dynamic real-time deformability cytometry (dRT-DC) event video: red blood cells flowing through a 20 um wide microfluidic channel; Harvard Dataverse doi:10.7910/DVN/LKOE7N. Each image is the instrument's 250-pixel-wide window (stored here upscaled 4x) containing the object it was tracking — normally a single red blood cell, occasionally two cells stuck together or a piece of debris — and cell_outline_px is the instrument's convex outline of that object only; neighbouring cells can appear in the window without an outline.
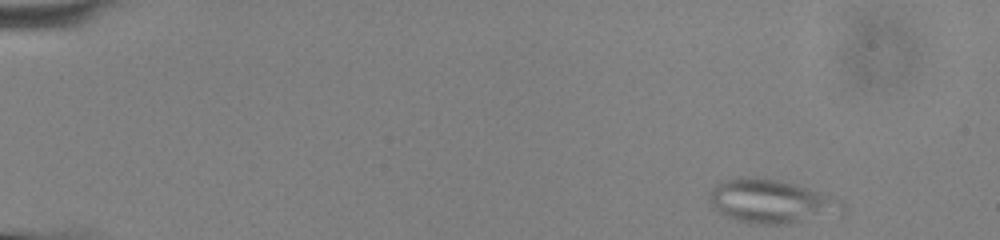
{"species": "common noctule bat (a hibernating species)", "species_latin": "Nyctalus noctula", "temperature_condition": "cold", "stored_images_in_passage": 49, "camera_frame_rate_fps": 3000, "um_per_image_px": 0.085, "animal": {"sex": "male", "body_mass_g": 13.0, "forearm_length_mm": 53.1}, "frame": {"image": 1, "passage_image": 1, "time_ms": 0.0, "image_size_px": [1000, 240], "cell_outline_px": [[848, 208], [788, 224], [760, 224], [736, 220], [712, 208], [708, 196], [712, 188], [716, 184], [740, 176], [756, 176], [776, 180], [792, 184], [820, 192], [832, 196], [844, 204]], "centroid_in_image_um": [65.44, 17.09], "position_along_channel_um": 19.6, "area_um2": 33.0}}
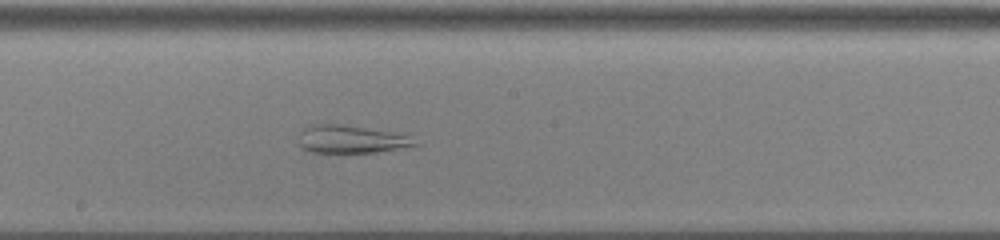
{"frame": {"image": 2, "passage_image": 26, "time_ms": 8.333, "image_size_px": [1000, 240], "cell_outline_px": [[416, 144], [376, 152], [312, 152], [304, 148], [300, 144], [304, 128], [320, 124], [340, 124], [408, 132]], "centroid_in_image_um": [29.96, 11.81], "position_along_channel_um": 218.2, "area_um2": 18.67}}
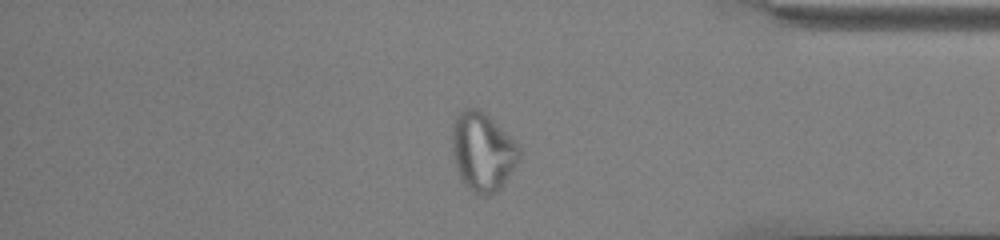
{"frame": {"image": 3, "passage_image": 41, "time_ms": 13.333, "image_size_px": [1000, 240], "cell_outline_px": [[520, 156], [508, 176], [500, 188], [496, 192], [488, 196], [480, 196], [472, 192], [464, 184], [456, 168], [452, 148], [452, 124], [456, 116], [464, 108], [476, 108], [484, 112], [520, 148]], "centroid_in_image_um": [40.98, 12.91], "position_along_channel_um": 394.2, "area_um2": 30.29}}